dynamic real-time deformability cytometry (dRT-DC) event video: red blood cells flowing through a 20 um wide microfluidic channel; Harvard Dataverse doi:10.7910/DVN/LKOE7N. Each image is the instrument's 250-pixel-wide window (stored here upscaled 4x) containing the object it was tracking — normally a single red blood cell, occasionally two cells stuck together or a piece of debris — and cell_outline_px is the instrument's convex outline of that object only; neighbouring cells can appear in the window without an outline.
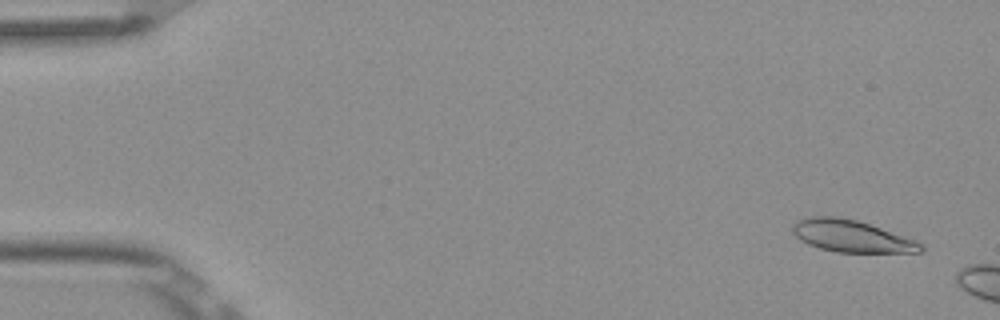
{"species": "Egyptian fruit bat (a non-hibernating species)", "species_latin": "Rousettus aegyptiacus", "temperature_condition": "room temperature", "stored_images_in_passage": 3, "segment_of_instrument_passage": [2, 2], "camera_frame_rate_fps": 3000, "um_per_image_px": 0.085, "frame": {"image": 1, "passage_image": 3, "time_ms": 0.667, "image_size_px": [1000, 320], "cell_outline_px": [[924, 252], [836, 252], [820, 248], [808, 244], [800, 240], [792, 232], [792, 224], [796, 220], [812, 216], [836, 216], [856, 220], [916, 240], [924, 244]], "centroid_in_image_um": [72.36, 20.07], "position_along_channel_um": 12.6, "area_um2": 23.81}}